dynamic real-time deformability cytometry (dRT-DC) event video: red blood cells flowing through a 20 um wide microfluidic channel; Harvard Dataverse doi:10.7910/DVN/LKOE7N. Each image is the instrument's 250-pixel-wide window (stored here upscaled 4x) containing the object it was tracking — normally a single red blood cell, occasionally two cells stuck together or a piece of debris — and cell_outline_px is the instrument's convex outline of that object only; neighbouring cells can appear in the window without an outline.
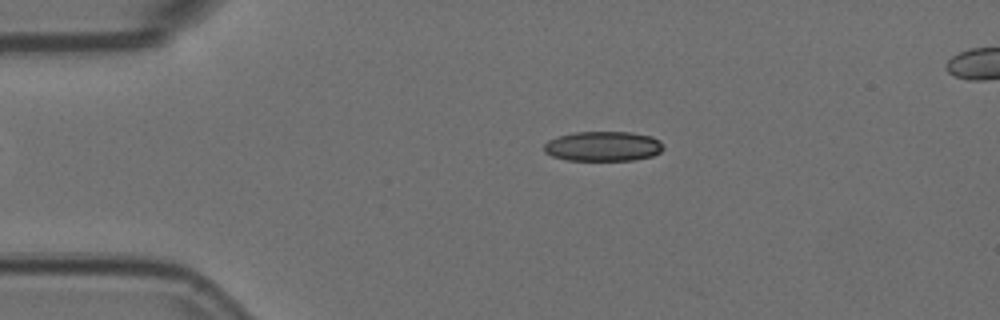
{"species": "Egyptian fruit bat (a non-hibernating species)", "species_latin": "Rousettus aegyptiacus", "temperature_condition": "room temperature", "stored_images_in_passage": 6, "segment_of_instrument_passage": [1, 2], "camera_frame_rate_fps": 3000, "um_per_image_px": 0.085, "animal": {"sex": "female"}, "frame": {"image": 1, "passage_image": 3, "time_ms": 0.667, "image_size_px": [1000, 320], "cell_outline_px": [[664, 148], [660, 152], [652, 156], [632, 160], [568, 160], [552, 156], [544, 152], [544, 144], [548, 140], [556, 136], [576, 132], [632, 132], [652, 136], [660, 140], [664, 144]], "centroid_in_image_um": [51.27, 12.42], "position_along_channel_um": 33.7, "area_um2": 20.92}}